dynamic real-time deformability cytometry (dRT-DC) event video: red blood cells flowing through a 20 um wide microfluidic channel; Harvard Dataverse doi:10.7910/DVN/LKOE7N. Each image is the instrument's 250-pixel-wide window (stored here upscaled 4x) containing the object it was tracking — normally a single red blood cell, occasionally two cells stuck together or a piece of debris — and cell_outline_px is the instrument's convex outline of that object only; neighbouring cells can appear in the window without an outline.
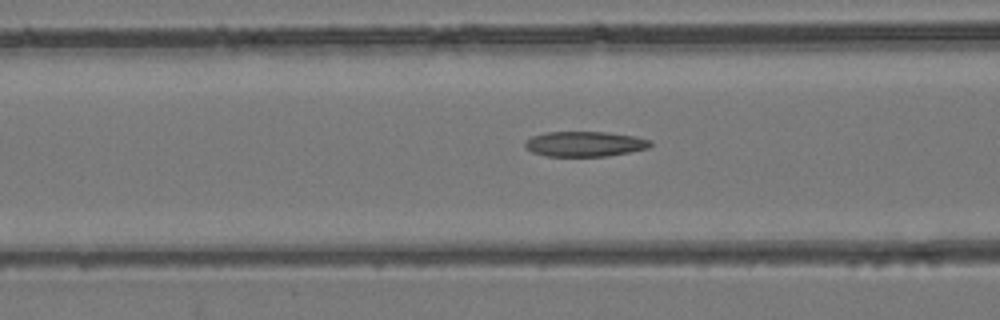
{"species": "common noctule bat (a hibernating species)", "species_latin": "Nyctalus noctula", "temperature_condition": "room temperature", "stored_images_in_passage": 34, "camera_frame_rate_fps": 3000, "um_per_image_px": 0.085, "animal": {"sex": "female", "body_mass_g": 24.6, "forearm_length_mm": 56.2}, "frame": {"image": 1, "passage_image": 8, "time_ms": 2.333, "image_size_px": [1000, 320], "cell_outline_px": [[652, 144], [648, 148], [608, 156], [544, 156], [532, 152], [524, 148], [524, 144], [532, 136], [544, 132], [604, 132], [636, 136], [652, 140]], "centroid_in_image_um": [49.7, 12.23], "position_along_channel_um": 116.9, "area_um2": 18.44}}
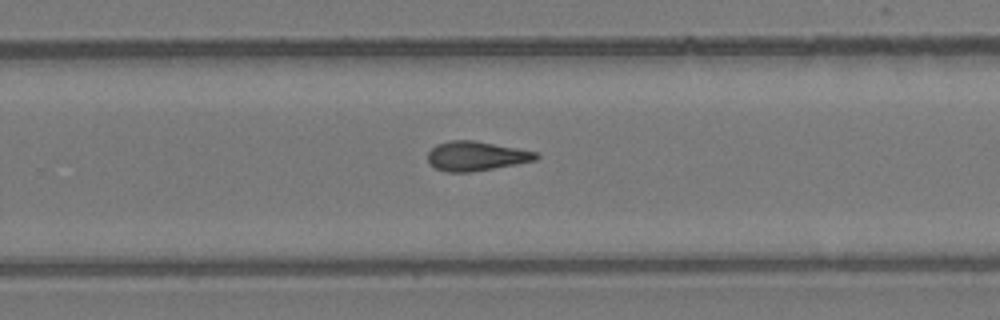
{"frame": {"image": 2, "passage_image": 19, "time_ms": 6.0, "image_size_px": [1000, 320], "cell_outline_px": [[540, 156], [536, 160], [516, 164], [472, 172], [448, 172], [436, 168], [428, 160], [428, 152], [436, 144], [448, 140], [472, 140], [516, 148], [536, 152]], "centroid_in_image_um": [40.46, 13.26], "position_along_channel_um": 289.3, "area_um2": 18.38}}
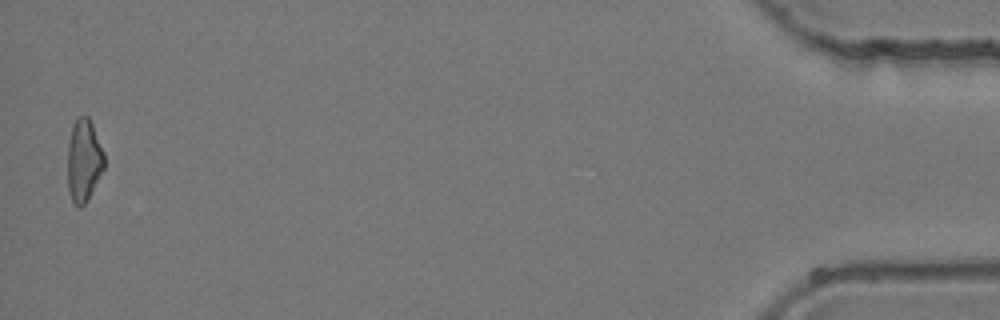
{"frame": {"image": 3, "passage_image": 34, "time_ms": 11.0, "image_size_px": [1000, 320], "cell_outline_px": [[104, 168], [88, 200], [80, 208], [72, 200], [68, 192], [68, 144], [72, 124], [80, 116], [88, 116], [92, 124], [104, 152]], "centroid_in_image_um": [7.12, 13.65], "position_along_channel_um": 428.1, "area_um2": 17.57}}